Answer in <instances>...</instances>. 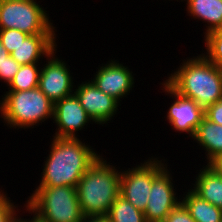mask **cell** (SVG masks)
<instances>
[{
    "instance_id": "8992f818",
    "label": "cell",
    "mask_w": 222,
    "mask_h": 222,
    "mask_svg": "<svg viewBox=\"0 0 222 222\" xmlns=\"http://www.w3.org/2000/svg\"><path fill=\"white\" fill-rule=\"evenodd\" d=\"M37 2L0 0V29H17L28 35L56 34V27L46 13V8Z\"/></svg>"
},
{
    "instance_id": "52a82bcc",
    "label": "cell",
    "mask_w": 222,
    "mask_h": 222,
    "mask_svg": "<svg viewBox=\"0 0 222 222\" xmlns=\"http://www.w3.org/2000/svg\"><path fill=\"white\" fill-rule=\"evenodd\" d=\"M160 159L153 157V182L144 210L146 222H163L167 215L181 203V195L178 197L177 189L173 184L174 177L167 168L169 165L165 163V158Z\"/></svg>"
},
{
    "instance_id": "44dd1931",
    "label": "cell",
    "mask_w": 222,
    "mask_h": 222,
    "mask_svg": "<svg viewBox=\"0 0 222 222\" xmlns=\"http://www.w3.org/2000/svg\"><path fill=\"white\" fill-rule=\"evenodd\" d=\"M203 38L206 52L202 51V54L211 63L222 69V27L212 30Z\"/></svg>"
},
{
    "instance_id": "9c48e42d",
    "label": "cell",
    "mask_w": 222,
    "mask_h": 222,
    "mask_svg": "<svg viewBox=\"0 0 222 222\" xmlns=\"http://www.w3.org/2000/svg\"><path fill=\"white\" fill-rule=\"evenodd\" d=\"M153 182V156L121 171L120 195L144 212Z\"/></svg>"
},
{
    "instance_id": "484cf974",
    "label": "cell",
    "mask_w": 222,
    "mask_h": 222,
    "mask_svg": "<svg viewBox=\"0 0 222 222\" xmlns=\"http://www.w3.org/2000/svg\"><path fill=\"white\" fill-rule=\"evenodd\" d=\"M204 116L209 121L222 125V99L207 107Z\"/></svg>"
},
{
    "instance_id": "5b68a950",
    "label": "cell",
    "mask_w": 222,
    "mask_h": 222,
    "mask_svg": "<svg viewBox=\"0 0 222 222\" xmlns=\"http://www.w3.org/2000/svg\"><path fill=\"white\" fill-rule=\"evenodd\" d=\"M30 195L23 208L39 222H81L84 217L76 187L37 186Z\"/></svg>"
},
{
    "instance_id": "30bf717a",
    "label": "cell",
    "mask_w": 222,
    "mask_h": 222,
    "mask_svg": "<svg viewBox=\"0 0 222 222\" xmlns=\"http://www.w3.org/2000/svg\"><path fill=\"white\" fill-rule=\"evenodd\" d=\"M163 92L173 100L169 107L166 118L169 125L175 132H185L187 137H193L199 124L204 116V109L201 108L194 100L188 99L175 92L165 81L160 83Z\"/></svg>"
},
{
    "instance_id": "f546056e",
    "label": "cell",
    "mask_w": 222,
    "mask_h": 222,
    "mask_svg": "<svg viewBox=\"0 0 222 222\" xmlns=\"http://www.w3.org/2000/svg\"><path fill=\"white\" fill-rule=\"evenodd\" d=\"M29 217L28 219H24L22 218V216L20 217L18 214H16V216L11 220V222H39V220L33 215L32 218Z\"/></svg>"
},
{
    "instance_id": "7a4b0ae2",
    "label": "cell",
    "mask_w": 222,
    "mask_h": 222,
    "mask_svg": "<svg viewBox=\"0 0 222 222\" xmlns=\"http://www.w3.org/2000/svg\"><path fill=\"white\" fill-rule=\"evenodd\" d=\"M164 80L175 92L194 100L204 110L222 99V69L202 53L182 60Z\"/></svg>"
},
{
    "instance_id": "5bb4252c",
    "label": "cell",
    "mask_w": 222,
    "mask_h": 222,
    "mask_svg": "<svg viewBox=\"0 0 222 222\" xmlns=\"http://www.w3.org/2000/svg\"><path fill=\"white\" fill-rule=\"evenodd\" d=\"M57 35L58 34L28 35L10 55L20 65L43 62V57L47 58L55 48H57Z\"/></svg>"
},
{
    "instance_id": "2e32d148",
    "label": "cell",
    "mask_w": 222,
    "mask_h": 222,
    "mask_svg": "<svg viewBox=\"0 0 222 222\" xmlns=\"http://www.w3.org/2000/svg\"><path fill=\"white\" fill-rule=\"evenodd\" d=\"M185 1L187 14L206 24L204 35L222 27V0H181Z\"/></svg>"
},
{
    "instance_id": "e0dca14e",
    "label": "cell",
    "mask_w": 222,
    "mask_h": 222,
    "mask_svg": "<svg viewBox=\"0 0 222 222\" xmlns=\"http://www.w3.org/2000/svg\"><path fill=\"white\" fill-rule=\"evenodd\" d=\"M191 139H194L193 141L206 151L207 161L205 163L207 164L222 154V125L213 123L204 117Z\"/></svg>"
},
{
    "instance_id": "cb8c5ba5",
    "label": "cell",
    "mask_w": 222,
    "mask_h": 222,
    "mask_svg": "<svg viewBox=\"0 0 222 222\" xmlns=\"http://www.w3.org/2000/svg\"><path fill=\"white\" fill-rule=\"evenodd\" d=\"M163 222H196L190 216L188 210L185 206L180 203L176 208H174L165 218Z\"/></svg>"
},
{
    "instance_id": "3957f363",
    "label": "cell",
    "mask_w": 222,
    "mask_h": 222,
    "mask_svg": "<svg viewBox=\"0 0 222 222\" xmlns=\"http://www.w3.org/2000/svg\"><path fill=\"white\" fill-rule=\"evenodd\" d=\"M111 164L101 154L77 183V196L84 216L107 215L120 195L121 170Z\"/></svg>"
},
{
    "instance_id": "277c9868",
    "label": "cell",
    "mask_w": 222,
    "mask_h": 222,
    "mask_svg": "<svg viewBox=\"0 0 222 222\" xmlns=\"http://www.w3.org/2000/svg\"><path fill=\"white\" fill-rule=\"evenodd\" d=\"M0 100V118L15 130L34 128L53 120L54 103L37 87L25 91H6Z\"/></svg>"
},
{
    "instance_id": "7c38bea8",
    "label": "cell",
    "mask_w": 222,
    "mask_h": 222,
    "mask_svg": "<svg viewBox=\"0 0 222 222\" xmlns=\"http://www.w3.org/2000/svg\"><path fill=\"white\" fill-rule=\"evenodd\" d=\"M75 86L77 88L74 89V94L94 123L102 126L108 125L117 115L118 107L121 104L98 89L90 79Z\"/></svg>"
},
{
    "instance_id": "ba28073f",
    "label": "cell",
    "mask_w": 222,
    "mask_h": 222,
    "mask_svg": "<svg viewBox=\"0 0 222 222\" xmlns=\"http://www.w3.org/2000/svg\"><path fill=\"white\" fill-rule=\"evenodd\" d=\"M57 48L45 59L41 67L38 88L53 102L70 96L76 86L70 66L56 56ZM45 62H47L45 64ZM68 65V66H67Z\"/></svg>"
},
{
    "instance_id": "f1b7e54d",
    "label": "cell",
    "mask_w": 222,
    "mask_h": 222,
    "mask_svg": "<svg viewBox=\"0 0 222 222\" xmlns=\"http://www.w3.org/2000/svg\"><path fill=\"white\" fill-rule=\"evenodd\" d=\"M218 174L222 175V154L215 157L209 164Z\"/></svg>"
},
{
    "instance_id": "603a6c76",
    "label": "cell",
    "mask_w": 222,
    "mask_h": 222,
    "mask_svg": "<svg viewBox=\"0 0 222 222\" xmlns=\"http://www.w3.org/2000/svg\"><path fill=\"white\" fill-rule=\"evenodd\" d=\"M7 195L8 194L0 188V222H11L19 212L18 206L14 205L13 200Z\"/></svg>"
},
{
    "instance_id": "ffe728a7",
    "label": "cell",
    "mask_w": 222,
    "mask_h": 222,
    "mask_svg": "<svg viewBox=\"0 0 222 222\" xmlns=\"http://www.w3.org/2000/svg\"><path fill=\"white\" fill-rule=\"evenodd\" d=\"M110 222H146L144 212L119 195L107 214Z\"/></svg>"
},
{
    "instance_id": "6da1fadb",
    "label": "cell",
    "mask_w": 222,
    "mask_h": 222,
    "mask_svg": "<svg viewBox=\"0 0 222 222\" xmlns=\"http://www.w3.org/2000/svg\"><path fill=\"white\" fill-rule=\"evenodd\" d=\"M38 186L76 187L90 166L100 157L82 138L53 137Z\"/></svg>"
},
{
    "instance_id": "9a60e30c",
    "label": "cell",
    "mask_w": 222,
    "mask_h": 222,
    "mask_svg": "<svg viewBox=\"0 0 222 222\" xmlns=\"http://www.w3.org/2000/svg\"><path fill=\"white\" fill-rule=\"evenodd\" d=\"M195 176L191 188L198 196L212 205L222 209V175L218 174L208 164L203 165Z\"/></svg>"
},
{
    "instance_id": "d6986e66",
    "label": "cell",
    "mask_w": 222,
    "mask_h": 222,
    "mask_svg": "<svg viewBox=\"0 0 222 222\" xmlns=\"http://www.w3.org/2000/svg\"><path fill=\"white\" fill-rule=\"evenodd\" d=\"M40 63L21 65L8 85V91H25L38 87L41 67Z\"/></svg>"
},
{
    "instance_id": "ac0fdd59",
    "label": "cell",
    "mask_w": 222,
    "mask_h": 222,
    "mask_svg": "<svg viewBox=\"0 0 222 222\" xmlns=\"http://www.w3.org/2000/svg\"><path fill=\"white\" fill-rule=\"evenodd\" d=\"M181 196V203L188 210L196 222H222V209L212 205L198 196L192 189H188Z\"/></svg>"
},
{
    "instance_id": "d4e9b609",
    "label": "cell",
    "mask_w": 222,
    "mask_h": 222,
    "mask_svg": "<svg viewBox=\"0 0 222 222\" xmlns=\"http://www.w3.org/2000/svg\"><path fill=\"white\" fill-rule=\"evenodd\" d=\"M20 64L9 55L3 65V81L5 85H9L15 74L19 71Z\"/></svg>"
},
{
    "instance_id": "4fadbf2b",
    "label": "cell",
    "mask_w": 222,
    "mask_h": 222,
    "mask_svg": "<svg viewBox=\"0 0 222 222\" xmlns=\"http://www.w3.org/2000/svg\"><path fill=\"white\" fill-rule=\"evenodd\" d=\"M90 122L94 123L74 93L54 103L53 123L57 128L53 137L77 138L78 131Z\"/></svg>"
},
{
    "instance_id": "7402d4cb",
    "label": "cell",
    "mask_w": 222,
    "mask_h": 222,
    "mask_svg": "<svg viewBox=\"0 0 222 222\" xmlns=\"http://www.w3.org/2000/svg\"><path fill=\"white\" fill-rule=\"evenodd\" d=\"M28 36V34L17 29H0V42L11 54Z\"/></svg>"
},
{
    "instance_id": "4316f807",
    "label": "cell",
    "mask_w": 222,
    "mask_h": 222,
    "mask_svg": "<svg viewBox=\"0 0 222 222\" xmlns=\"http://www.w3.org/2000/svg\"><path fill=\"white\" fill-rule=\"evenodd\" d=\"M81 222H110V219L107 215H88Z\"/></svg>"
},
{
    "instance_id": "83f0119b",
    "label": "cell",
    "mask_w": 222,
    "mask_h": 222,
    "mask_svg": "<svg viewBox=\"0 0 222 222\" xmlns=\"http://www.w3.org/2000/svg\"><path fill=\"white\" fill-rule=\"evenodd\" d=\"M10 54L0 42V81L3 80V65Z\"/></svg>"
},
{
    "instance_id": "8fae6325",
    "label": "cell",
    "mask_w": 222,
    "mask_h": 222,
    "mask_svg": "<svg viewBox=\"0 0 222 222\" xmlns=\"http://www.w3.org/2000/svg\"><path fill=\"white\" fill-rule=\"evenodd\" d=\"M123 64L114 59L109 60L106 64L102 63L91 79L98 89L112 96L119 103L122 102L120 99L127 97L135 86V74L130 71L128 65Z\"/></svg>"
}]
</instances>
